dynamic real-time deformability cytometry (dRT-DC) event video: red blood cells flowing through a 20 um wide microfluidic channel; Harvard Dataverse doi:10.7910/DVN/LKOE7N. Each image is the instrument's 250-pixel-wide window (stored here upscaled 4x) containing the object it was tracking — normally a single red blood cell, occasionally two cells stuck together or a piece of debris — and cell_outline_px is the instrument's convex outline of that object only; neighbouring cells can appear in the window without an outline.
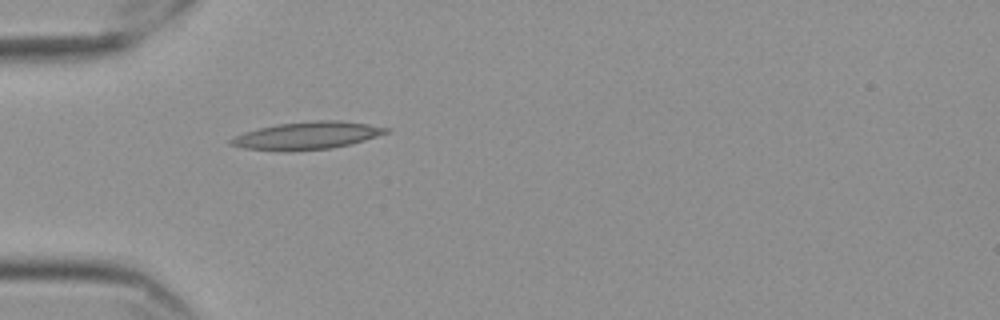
{"species": "Egyptian fruit bat (a non-hibernating species)", "species_latin": "Rousettus aegyptiacus", "temperature_condition": "cold", "stored_images_in_passage": 40, "camera_frame_rate_fps": 3000, "um_per_image_px": 0.085, "frame": {"image": 1, "passage_image": 1, "time_ms": 0.0, "image_size_px": [1000, 320], "cell_outline_px": [[392, 132], [364, 140], [332, 148], [244, 148], [228, 144], [228, 140], [232, 136], [244, 132], [276, 124], [312, 120], [340, 120], [368, 124], [392, 128]], "centroid_in_image_um": [26.18, 11.46], "position_along_channel_um": 58.8, "area_um2": 24.04}}
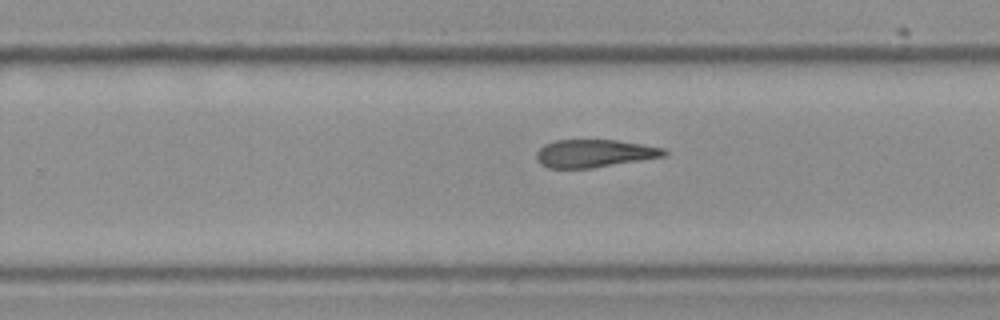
{"frame": {"image": 2, "passage_image": 20, "time_ms": 6.333, "image_size_px": [1000, 320], "cell_outline_px": [[668, 156], [592, 168], [548, 168], [540, 164], [536, 160], [536, 152], [544, 144], [556, 140], [616, 140], [664, 148], [668, 152]], "centroid_in_image_um": [50.52, 13.04], "position_along_channel_um": 279.3, "area_um2": 20.81}}
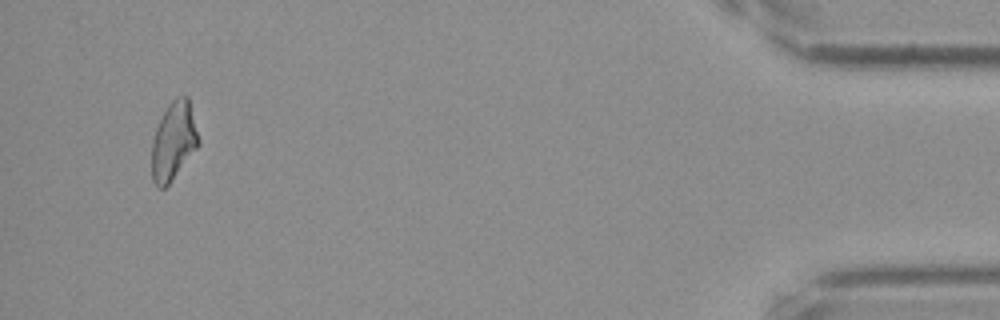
{"frame": {"image": 3, "passage_image": 38, "time_ms": 12.333, "image_size_px": [1000, 320], "cell_outline_px": [[200, 144], [168, 184], [164, 188], [156, 188], [152, 180], [152, 140], [156, 128], [168, 104], [176, 96], [188, 96], [200, 140]], "centroid_in_image_um": [14.75, 11.98], "position_along_channel_um": 420.4, "area_um2": 21.21}, "authors_computed_cell_mechanics": {"area_um2": 21.6172, "velocity_mm_per_s": 3.5571, "shape_relaxation_time_tau1_ms": null, "shape_relaxation_time_tau2_ms": 9.5889, "deformation_change_tau1": null, "deformation_change_tau2": 0.2205}}